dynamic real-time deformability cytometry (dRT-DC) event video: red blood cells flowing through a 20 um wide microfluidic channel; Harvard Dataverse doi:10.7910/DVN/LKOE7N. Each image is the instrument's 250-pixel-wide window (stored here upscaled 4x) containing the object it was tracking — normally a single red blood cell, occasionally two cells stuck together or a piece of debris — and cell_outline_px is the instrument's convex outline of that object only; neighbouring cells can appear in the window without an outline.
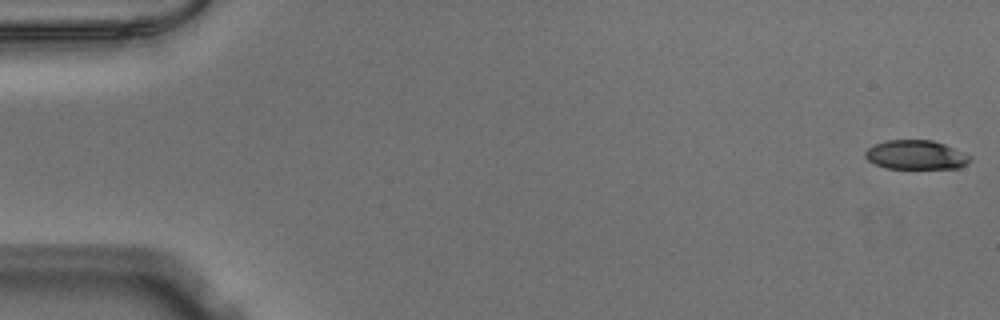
{"species": "Egyptian fruit bat (a non-hibernating species)", "species_latin": "Rousettus aegyptiacus", "temperature_condition": "warm", "stored_images_in_passage": 9, "camera_frame_rate_fps": 3000, "um_per_image_px": 0.085, "animal": {"sex": "male"}, "frame": {"image": 1, "passage_image": 1, "time_ms": 0.0, "image_size_px": [1000, 320], "cell_outline_px": [[972, 160], [968, 164], [960, 168], [884, 168], [868, 160], [864, 156], [864, 152], [868, 148], [876, 144], [888, 140], [932, 140], [944, 144], [972, 156]], "centroid_in_image_um": [77.88, 13.17], "position_along_channel_um": 7.1, "area_um2": 17.8}}